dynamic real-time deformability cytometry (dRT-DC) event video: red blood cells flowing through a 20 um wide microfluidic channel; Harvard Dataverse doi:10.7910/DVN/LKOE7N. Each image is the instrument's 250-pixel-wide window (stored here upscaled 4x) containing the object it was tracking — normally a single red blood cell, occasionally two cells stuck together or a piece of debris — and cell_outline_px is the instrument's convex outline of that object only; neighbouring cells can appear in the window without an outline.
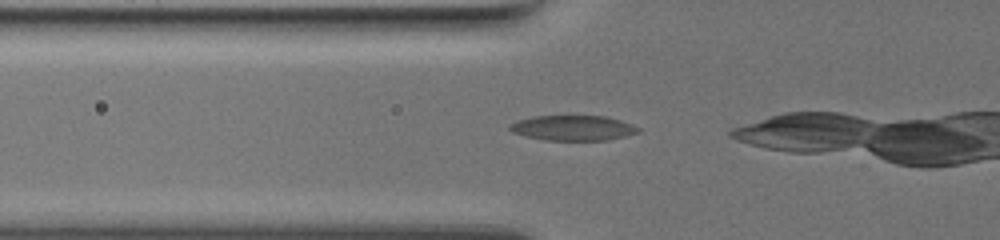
{"species": "common noctule bat (a hibernating species)", "species_latin": "Nyctalus noctula", "temperature_condition": "warm", "stored_images_in_passage": 17, "camera_frame_rate_fps": 3000, "um_per_image_px": 0.085, "animal": {"sex": "female", "body_mass_g": 19.5, "forearm_length_mm": 54.1}, "frame": {"image": 1, "passage_image": 12, "time_ms": 3.667, "image_size_px": [1000, 240], "cell_outline_px": [[640, 132], [608, 140], [544, 140], [524, 136], [512, 132], [508, 128], [508, 124], [520, 120], [536, 116], [604, 116], [620, 120], [632, 124], [640, 128]], "centroid_in_image_um": [48.7, 10.88], "position_along_channel_um": 77.1, "area_um2": 18.79}}
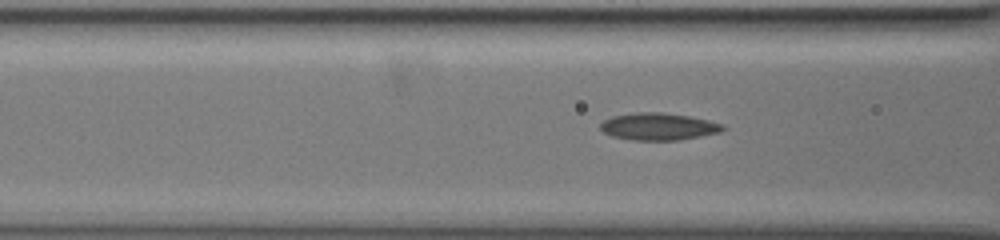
{"frame": {"image": 2, "passage_image": 15, "time_ms": 4.667, "image_size_px": [1000, 240], "cell_outline_px": [[724, 128], [720, 132], [680, 140], [632, 140], [612, 136], [604, 132], [600, 128], [600, 124], [604, 120], [612, 116], [632, 112], [664, 112], [688, 116], [708, 120], [720, 124]], "centroid_in_image_um": [55.92, 10.75], "position_along_channel_um": 110.7, "area_um2": 19.31}}